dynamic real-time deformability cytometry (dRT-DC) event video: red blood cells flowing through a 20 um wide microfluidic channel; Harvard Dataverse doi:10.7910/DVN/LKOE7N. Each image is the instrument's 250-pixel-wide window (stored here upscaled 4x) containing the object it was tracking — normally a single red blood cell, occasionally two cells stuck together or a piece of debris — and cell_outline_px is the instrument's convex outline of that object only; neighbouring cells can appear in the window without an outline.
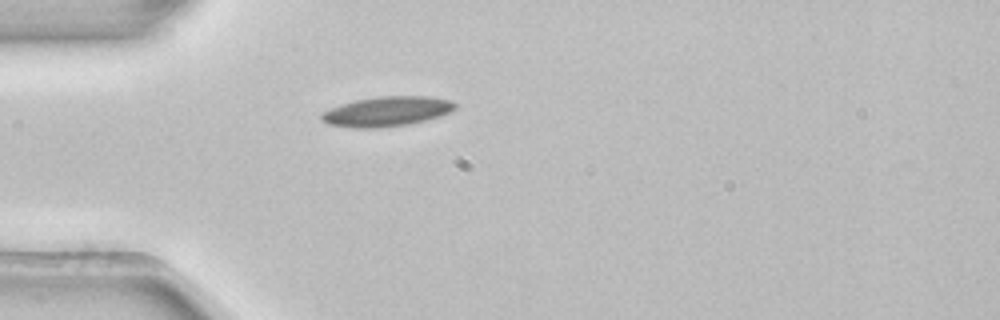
{"species": "common noctule bat (a hibernating species)", "species_latin": "Nyctalus noctula", "temperature_condition": "room temperature", "stored_images_in_passage": 1, "camera_frame_rate_fps": 3000, "um_per_image_px": 0.085, "animal": {"sex": "female", "body_mass_g": 22.7, "forearm_length_mm": 54.2}, "frame": {"image": 1, "passage_image": 1, "time_ms": 0.0, "image_size_px": [1000, 320], "cell_outline_px": [[456, 108], [452, 112], [440, 116], [408, 124], [376, 128], [352, 128], [328, 124], [320, 120], [320, 112], [356, 100], [380, 96], [428, 96], [452, 100], [456, 104]], "centroid_in_image_um": [32.89, 9.47], "position_along_channel_um": 52.1, "area_um2": 23.24}}